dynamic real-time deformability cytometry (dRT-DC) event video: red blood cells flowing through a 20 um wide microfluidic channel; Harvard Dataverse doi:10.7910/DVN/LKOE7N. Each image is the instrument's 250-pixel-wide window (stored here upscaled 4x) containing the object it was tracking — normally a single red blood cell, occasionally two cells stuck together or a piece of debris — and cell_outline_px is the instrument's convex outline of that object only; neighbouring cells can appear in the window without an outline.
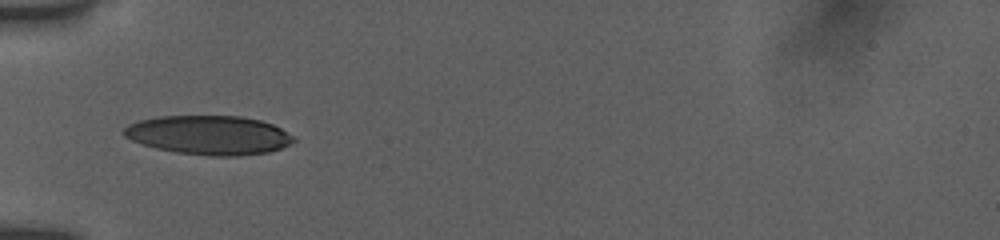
{"species": "human", "species_latin": "Homo sapiens", "temperature_condition": "room temperature", "stored_images_in_passage": 8, "camera_frame_rate_fps": 3000, "um_per_image_px": 0.085, "donor": {"sex": "female"}, "frame": {"image": 1, "passage_image": 1, "time_ms": 0.0, "image_size_px": [1000, 240], "cell_outline_px": [[296, 140], [280, 148], [268, 152], [240, 156], [208, 156], [176, 152], [156, 148], [132, 140], [124, 136], [120, 132], [128, 124], [140, 120], [156, 116], [240, 116], [260, 120], [272, 124], [280, 128], [292, 136]], "centroid_in_image_um": [17.72, 11.48], "position_along_channel_um": 67.3, "area_um2": 38.61}}
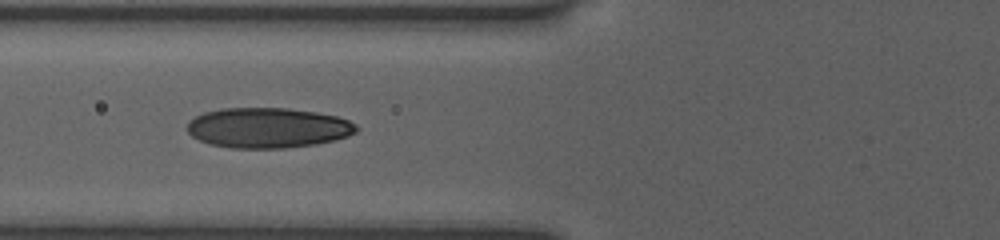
{"frame": {"image": 2, "passage_image": 7, "time_ms": 1.0, "image_size_px": [1000, 240], "cell_outline_px": [[360, 128], [356, 132], [348, 136], [336, 140], [316, 144], [284, 148], [228, 148], [212, 144], [200, 140], [192, 136], [184, 128], [196, 116], [204, 112], [220, 108], [288, 108], [316, 112], [336, 116], [348, 120], [356, 124]], "centroid_in_image_um": [22.79, 10.86], "position_along_channel_um": 103.0, "area_um2": 39.82}}